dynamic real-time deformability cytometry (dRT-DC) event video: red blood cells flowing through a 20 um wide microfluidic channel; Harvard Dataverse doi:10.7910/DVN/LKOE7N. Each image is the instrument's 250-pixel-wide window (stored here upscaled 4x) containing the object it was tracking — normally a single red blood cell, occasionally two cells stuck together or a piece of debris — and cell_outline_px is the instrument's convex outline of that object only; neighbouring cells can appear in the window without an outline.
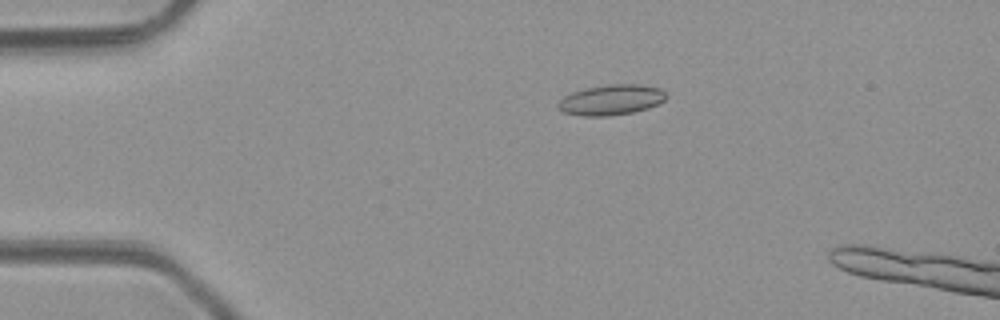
{"species": "common noctule bat (a hibernating species)", "species_latin": "Nyctalus noctula", "temperature_condition": "room temperature", "stored_images_in_passage": 4, "camera_frame_rate_fps": 3000, "um_per_image_px": 0.085, "animal": {"sex": "male", "body_mass_g": 23.1, "forearm_length_mm": 52.7}, "frame": {"image": 1, "passage_image": 2, "time_ms": 2.333, "image_size_px": [1000, 320], "cell_outline_px": [[668, 96], [664, 100], [648, 108], [632, 112], [608, 116], [584, 116], [564, 112], [556, 108], [556, 104], [564, 96], [572, 92], [588, 88], [608, 84], [640, 84], [660, 88]], "centroid_in_image_um": [51.94, 8.48], "position_along_channel_um": 33.1, "area_um2": 19.07}}